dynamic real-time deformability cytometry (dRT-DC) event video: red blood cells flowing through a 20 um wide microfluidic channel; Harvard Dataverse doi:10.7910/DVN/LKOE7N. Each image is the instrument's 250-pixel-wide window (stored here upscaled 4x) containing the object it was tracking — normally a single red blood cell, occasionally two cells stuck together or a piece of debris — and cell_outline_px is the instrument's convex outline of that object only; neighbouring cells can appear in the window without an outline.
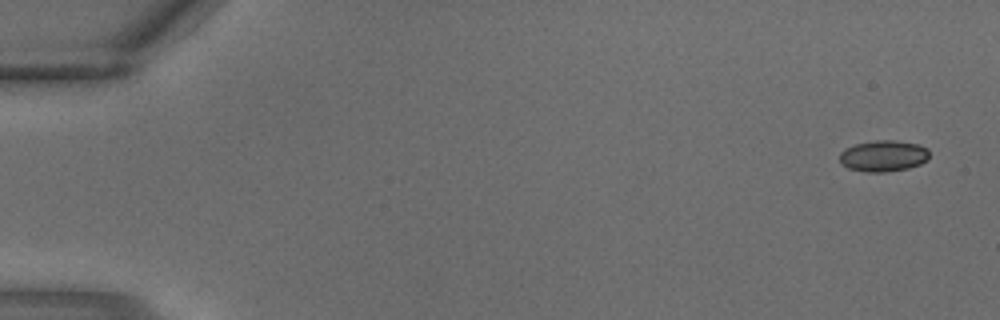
{"species": "common noctule bat (a hibernating species)", "species_latin": "Nyctalus noctula", "temperature_condition": "warm", "stored_images_in_passage": 3, "camera_frame_rate_fps": 3000, "um_per_image_px": 0.085, "animal": {"sex": "male", "body_mass_g": 18.8}, "frame": {"image": 1, "passage_image": 1, "time_ms": 0.0, "image_size_px": [1000, 320], "cell_outline_px": [[928, 160], [920, 164], [908, 168], [884, 172], [868, 172], [848, 168], [840, 164], [840, 152], [844, 148], [856, 144], [876, 140], [892, 140], [920, 144], [928, 148]], "centroid_in_image_um": [75.08, 13.25], "position_along_channel_um": 9.9, "area_um2": 16.42}}
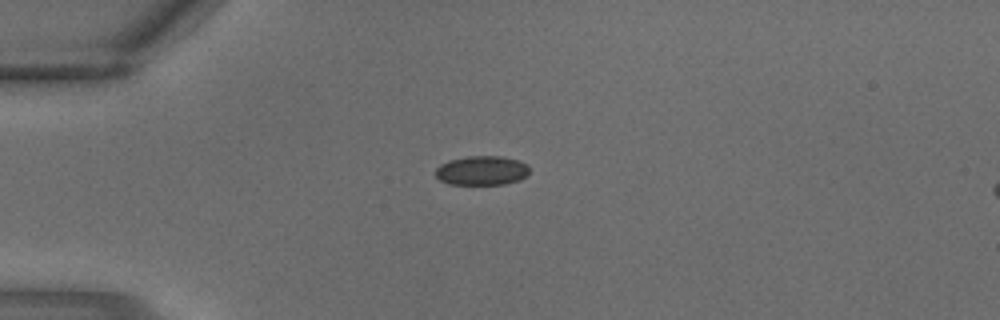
{"frame": {"image": 2, "passage_image": 3, "time_ms": 0.667, "image_size_px": [1000, 320], "cell_outline_px": [[528, 172], [520, 180], [504, 184], [448, 184], [440, 180], [436, 176], [436, 168], [440, 164], [448, 160], [468, 156], [500, 156], [520, 160], [528, 164]], "centroid_in_image_um": [40.94, 14.49], "position_along_channel_um": 44.1, "area_um2": 16.07}}